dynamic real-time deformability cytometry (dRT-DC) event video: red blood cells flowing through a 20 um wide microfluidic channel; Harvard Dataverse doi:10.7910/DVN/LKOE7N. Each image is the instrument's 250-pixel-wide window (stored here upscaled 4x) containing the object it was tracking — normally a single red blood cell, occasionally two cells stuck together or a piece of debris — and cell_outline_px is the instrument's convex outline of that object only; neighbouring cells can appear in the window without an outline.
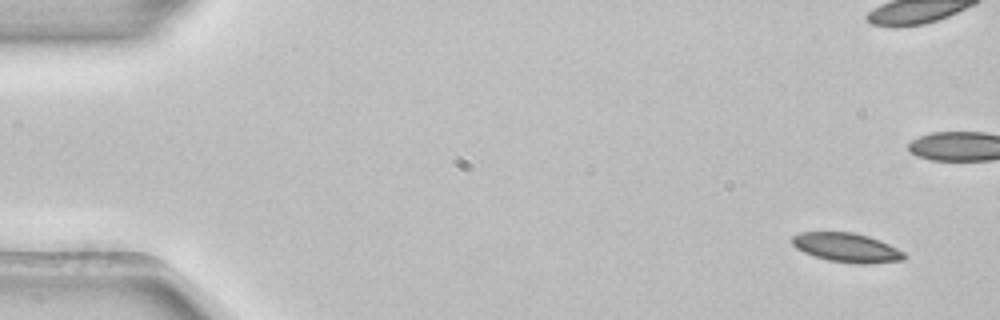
{"species": "common noctule bat (a hibernating species)", "species_latin": "Nyctalus noctula", "temperature_condition": "room temperature", "stored_images_in_passage": 5, "camera_frame_rate_fps": 3000, "um_per_image_px": 0.085, "animal": {"sex": "female", "body_mass_g": 22.7, "forearm_length_mm": 54.2}, "frame": {"image": 1, "passage_image": 1, "time_ms": 0.0, "image_size_px": [1000, 320], "cell_outline_px": [[908, 256], [904, 260], [868, 264], [860, 264], [828, 260], [804, 252], [796, 248], [792, 244], [792, 236], [800, 232], [852, 232], [868, 236], [880, 240], [904, 252]], "centroid_in_image_um": [71.99, 21.04], "position_along_channel_um": 13.0, "area_um2": 19.02}}